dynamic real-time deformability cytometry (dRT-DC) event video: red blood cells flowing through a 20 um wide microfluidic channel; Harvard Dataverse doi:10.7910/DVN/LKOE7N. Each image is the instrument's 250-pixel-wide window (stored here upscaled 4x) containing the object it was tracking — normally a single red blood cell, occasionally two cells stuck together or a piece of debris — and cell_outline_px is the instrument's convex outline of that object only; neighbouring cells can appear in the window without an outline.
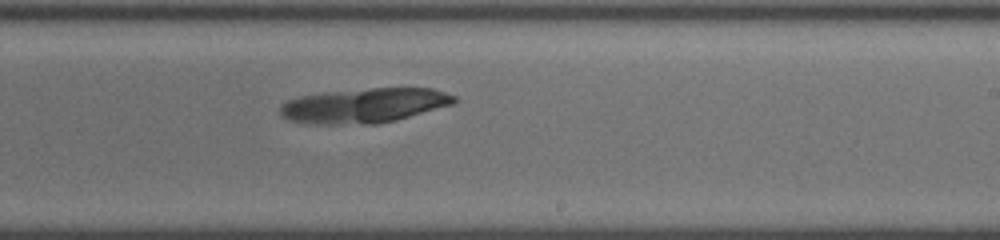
{"species": "common noctule bat (a hibernating species)", "species_latin": "Nyctalus noctula", "temperature_condition": "cold", "stored_images_in_passage": 23, "camera_frame_rate_fps": 3000, "um_per_image_px": 0.085, "animal": {"sex": "female", "body_mass_g": 19.5, "forearm_length_mm": 54.1}, "frame": {"image": 1, "passage_image": 15, "time_ms": 4.667, "image_size_px": [1000, 240], "cell_outline_px": [[460, 100], [452, 104], [396, 120], [376, 124], [320, 124], [292, 120], [284, 116], [280, 112], [280, 108], [288, 100], [300, 96], [328, 92], [372, 88], [432, 88], [456, 96]], "centroid_in_image_um": [31.03, 8.96], "position_along_channel_um": 258.0, "area_um2": 34.74}}
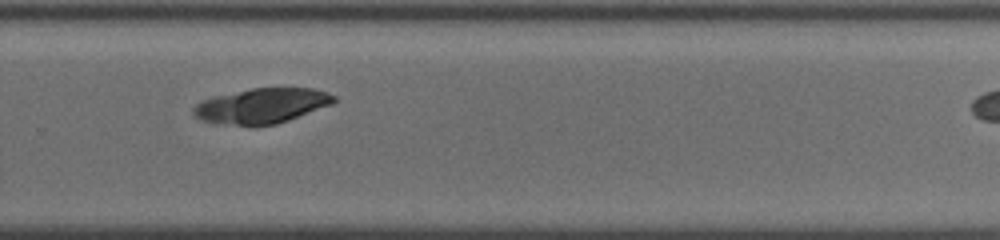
{"frame": {"image": 2, "passage_image": 19, "time_ms": 6.0, "image_size_px": [1000, 240], "cell_outline_px": [[336, 100], [332, 104], [288, 120], [276, 124], [236, 124], [204, 120], [196, 116], [192, 112], [192, 108], [196, 104], [204, 100], [216, 96], [252, 88], [312, 88], [328, 92], [336, 96]], "centroid_in_image_um": [22.32, 8.96], "position_along_channel_um": 307.5, "area_um2": 27.92}}
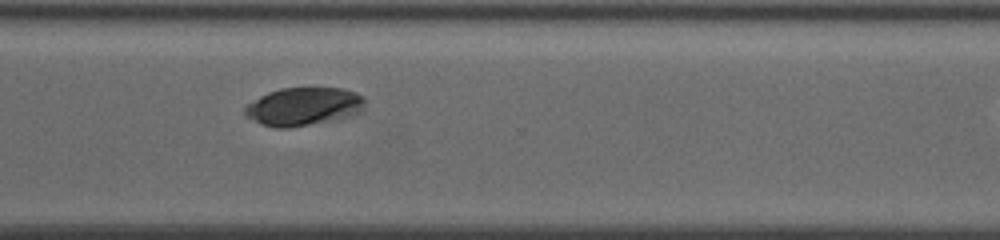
{"frame": {"image": 3, "passage_image": 22, "time_ms": 7.0, "image_size_px": [1000, 240], "cell_outline_px": [[364, 108], [360, 112], [348, 116], [332, 120], [288, 128], [276, 128], [264, 124], [248, 116], [244, 112], [244, 108], [248, 104], [260, 96], [268, 92], [280, 88], [340, 88], [356, 92], [364, 96]], "centroid_in_image_um": [25.83, 9.04], "position_along_channel_um": 344.8, "area_um2": 26.36}}